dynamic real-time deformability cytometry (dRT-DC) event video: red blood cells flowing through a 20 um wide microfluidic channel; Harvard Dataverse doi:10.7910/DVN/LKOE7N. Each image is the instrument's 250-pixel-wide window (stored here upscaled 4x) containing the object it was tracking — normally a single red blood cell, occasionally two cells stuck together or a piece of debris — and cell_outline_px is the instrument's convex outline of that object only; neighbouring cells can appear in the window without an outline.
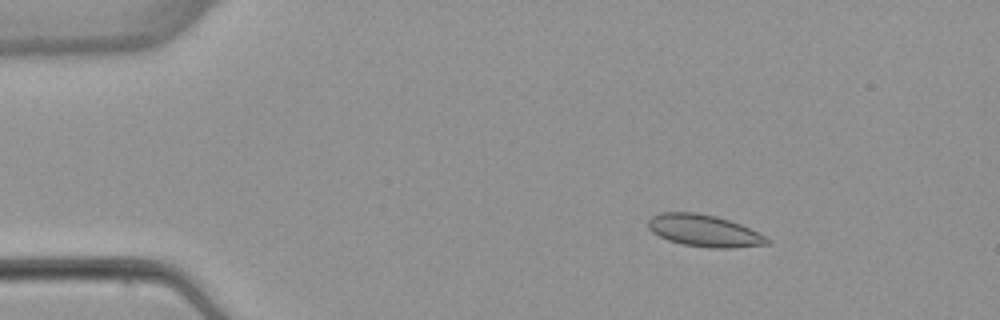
{"species": "common noctule bat (a hibernating species)", "species_latin": "Nyctalus noctula", "temperature_condition": "warm", "stored_images_in_passage": 5, "camera_frame_rate_fps": 3000, "um_per_image_px": 0.085, "animal": {"sex": "female", "body_mass_g": 22.7, "forearm_length_mm": 54.2}, "frame": {"image": 1, "passage_image": 2, "time_ms": 1.0, "image_size_px": [1000, 320], "cell_outline_px": [[772, 244], [736, 248], [712, 248], [680, 244], [668, 240], [652, 232], [648, 228], [648, 220], [652, 216], [660, 212], [696, 212], [716, 216], [740, 224], [768, 236], [772, 240]], "centroid_in_image_um": [59.9, 19.62], "position_along_channel_um": 25.1, "area_um2": 22.48}}
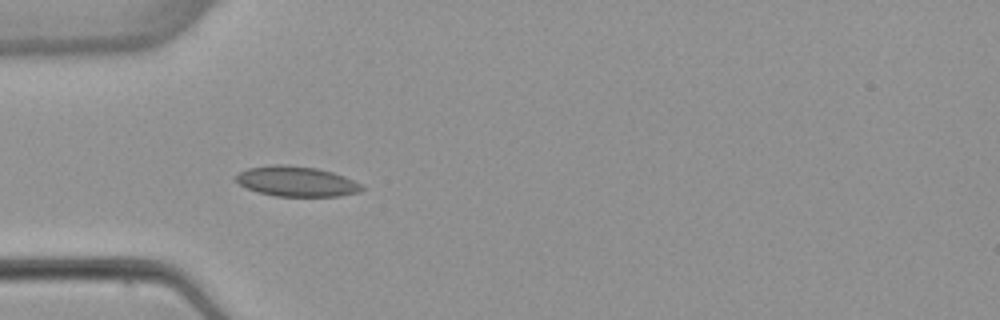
{"frame": {"image": 2, "passage_image": 4, "time_ms": 3.667, "image_size_px": [1000, 320], "cell_outline_px": [[364, 188], [360, 192], [340, 196], [276, 196], [260, 192], [248, 188], [240, 184], [232, 176], [248, 168], [272, 164], [284, 164], [316, 168], [332, 172], [344, 176], [360, 184]], "centroid_in_image_um": [25.19, 15.41], "position_along_channel_um": 59.8, "area_um2": 22.02}}
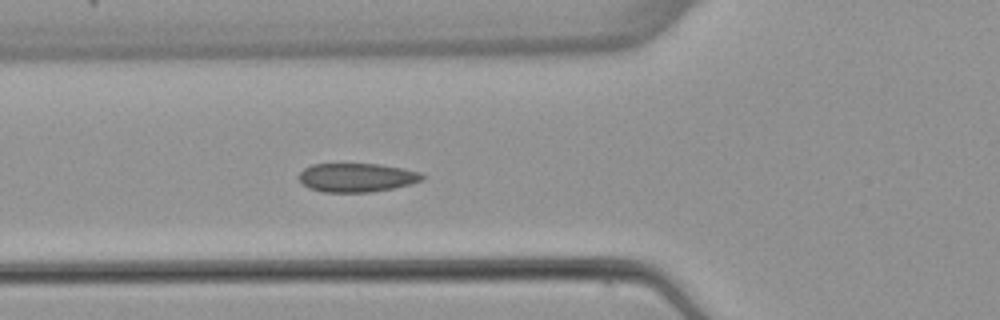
{"frame": {"image": 3, "passage_image": 5, "time_ms": 4.667, "image_size_px": [1000, 320], "cell_outline_px": [[424, 180], [412, 184], [372, 192], [324, 192], [308, 188], [296, 176], [304, 168], [312, 164], [380, 164], [404, 168], [420, 172], [424, 176]], "centroid_in_image_um": [30.33, 15.09], "position_along_channel_um": 95.5, "area_um2": 20.87}}